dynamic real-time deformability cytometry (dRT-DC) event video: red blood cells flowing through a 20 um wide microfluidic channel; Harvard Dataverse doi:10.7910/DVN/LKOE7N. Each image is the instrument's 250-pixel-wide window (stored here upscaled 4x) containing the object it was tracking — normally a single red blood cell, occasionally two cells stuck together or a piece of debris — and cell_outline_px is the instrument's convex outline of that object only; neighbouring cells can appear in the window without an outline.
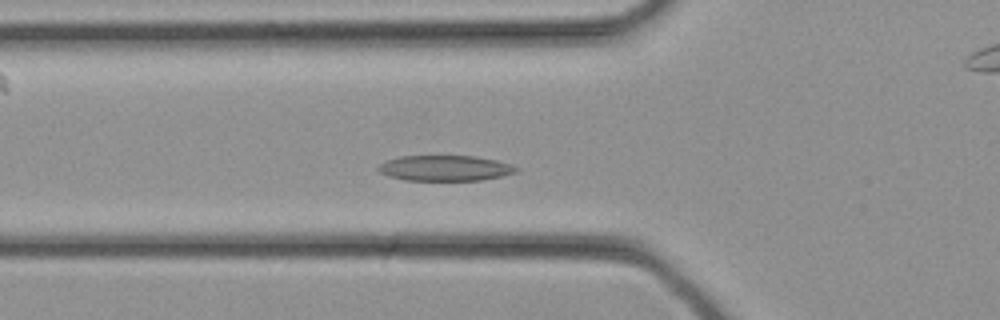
{"species": "common noctule bat (a hibernating species)", "species_latin": "Nyctalus noctula", "temperature_condition": "cold", "stored_images_in_passage": 26, "camera_frame_rate_fps": 3000, "um_per_image_px": 0.085, "animal": {"sex": "female", "body_mass_g": 21.9}, "frame": {"image": 1, "passage_image": 3, "time_ms": 0.667, "image_size_px": [1000, 320], "cell_outline_px": [[520, 168], [516, 172], [500, 176], [480, 180], [404, 180], [388, 176], [380, 172], [376, 168], [384, 160], [400, 156], [476, 156], [496, 160], [512, 164]], "centroid_in_image_um": [37.81, 14.28], "position_along_channel_um": 88.0, "area_um2": 20.58}}
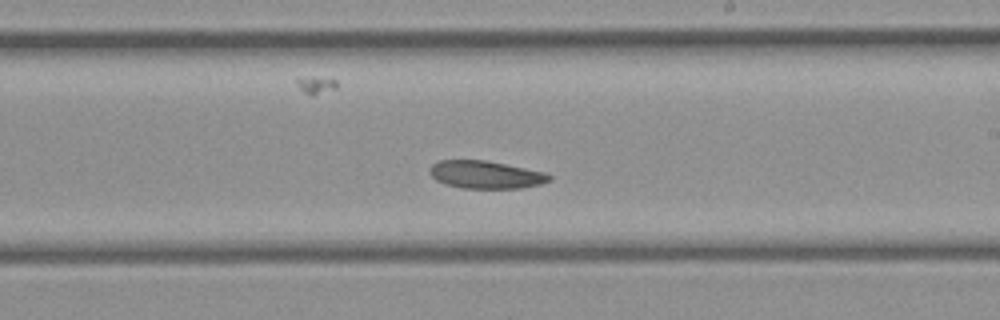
{"frame": {"image": 2, "passage_image": 11, "time_ms": 3.333, "image_size_px": [1000, 320], "cell_outline_px": [[552, 180], [540, 184], [520, 188], [464, 188], [444, 184], [436, 180], [428, 172], [428, 168], [432, 164], [440, 160], [484, 160], [544, 172], [552, 176]], "centroid_in_image_um": [41.25, 14.85], "position_along_channel_um": 247.8, "area_um2": 19.25}}
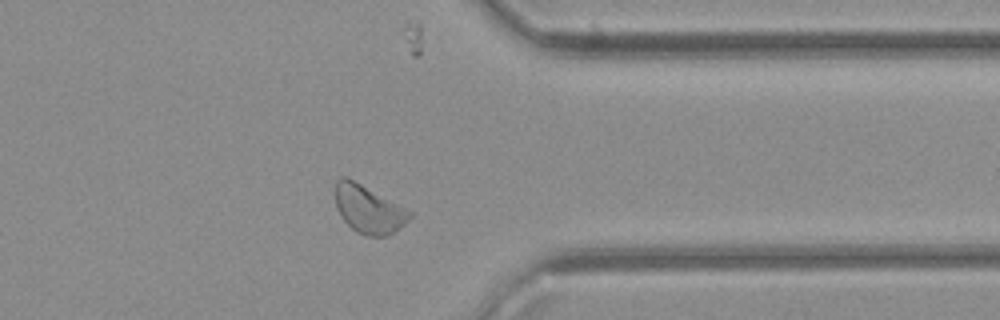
{"frame": {"image": 3, "passage_image": 18, "time_ms": 5.667, "image_size_px": [1000, 320], "cell_outline_px": [[412, 216], [400, 228], [388, 236], [364, 236], [356, 232], [340, 216], [336, 208], [336, 180], [340, 176], [344, 176], [360, 184], [412, 212]], "centroid_in_image_um": [31.31, 17.82], "position_along_channel_um": 380.1, "area_um2": 20.4}}